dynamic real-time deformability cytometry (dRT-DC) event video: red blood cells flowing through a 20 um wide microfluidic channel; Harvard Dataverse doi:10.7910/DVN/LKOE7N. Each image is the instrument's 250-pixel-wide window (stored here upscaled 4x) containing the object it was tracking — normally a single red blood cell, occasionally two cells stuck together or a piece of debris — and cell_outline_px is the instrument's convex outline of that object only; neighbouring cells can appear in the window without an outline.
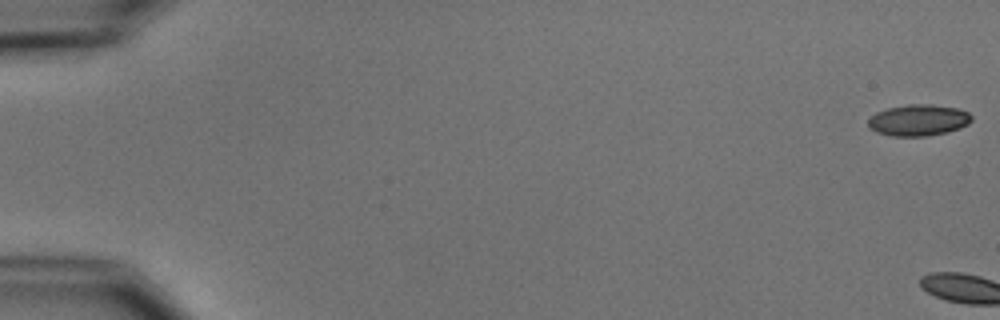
{"species": "common noctule bat (a hibernating species)", "species_latin": "Nyctalus noctula", "temperature_condition": "cold", "stored_images_in_passage": 9, "camera_frame_rate_fps": 3000, "um_per_image_px": 0.085, "animal": {"sex": "male", "body_mass_g": 15.6}, "frame": {"image": 1, "passage_image": 1, "time_ms": 0.0, "image_size_px": [1000, 320], "cell_outline_px": [[972, 120], [968, 124], [960, 128], [948, 132], [924, 136], [892, 136], [876, 132], [868, 128], [868, 120], [876, 112], [888, 108], [908, 104], [932, 104], [956, 108], [968, 112], [972, 116]], "centroid_in_image_um": [78.06, 10.21], "position_along_channel_um": 6.9, "area_um2": 18.96}}
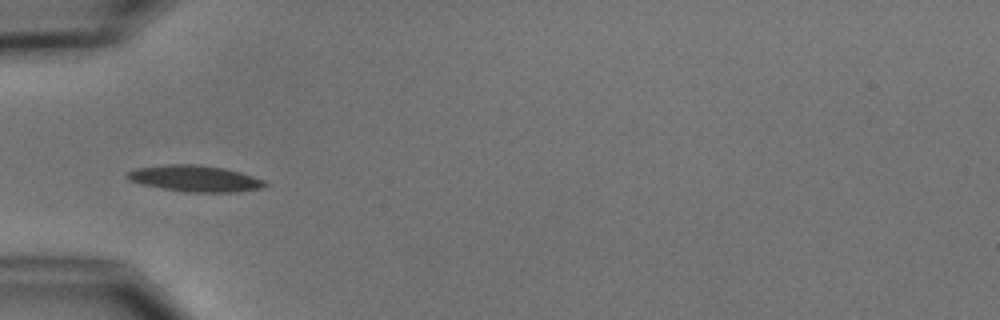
{"frame": {"image": 2, "passage_image": 7, "time_ms": 7.0, "image_size_px": [1000, 320], "cell_outline_px": [[268, 184], [264, 188], [236, 192], [184, 192], [160, 188], [140, 184], [128, 180], [124, 176], [124, 172], [136, 168], [164, 164], [200, 164], [224, 168], [240, 172], [264, 180]], "centroid_in_image_um": [16.52, 15.17], "position_along_channel_um": 68.5, "area_um2": 21.5}}